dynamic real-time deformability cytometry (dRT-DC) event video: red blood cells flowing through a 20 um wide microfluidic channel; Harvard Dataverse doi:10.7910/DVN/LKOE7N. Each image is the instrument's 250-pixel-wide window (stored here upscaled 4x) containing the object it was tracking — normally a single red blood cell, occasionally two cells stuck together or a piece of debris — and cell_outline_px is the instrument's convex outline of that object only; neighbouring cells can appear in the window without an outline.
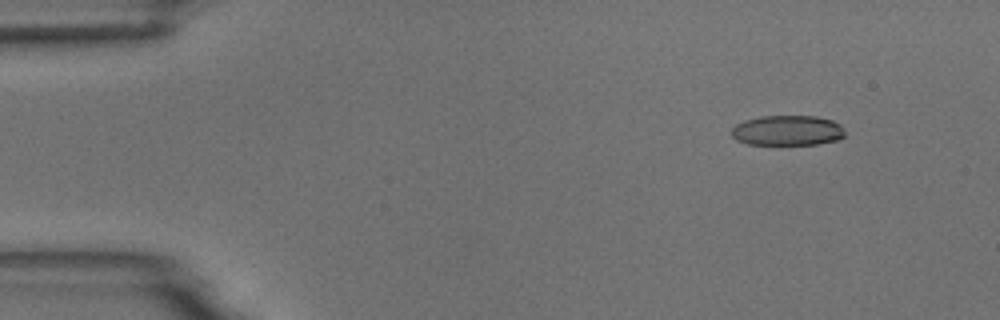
{"species": "common noctule bat (a hibernating species)", "species_latin": "Nyctalus noctula", "temperature_condition": "room temperature", "stored_images_in_passage": 4, "camera_frame_rate_fps": 3000, "um_per_image_px": 0.085, "animal": {"sex": "male", "body_mass_g": 18.8}, "frame": {"image": 1, "passage_image": 2, "time_ms": 1.333, "image_size_px": [1000, 320], "cell_outline_px": [[844, 136], [836, 140], [816, 144], [748, 144], [736, 140], [732, 136], [732, 128], [736, 124], [744, 120], [760, 116], [816, 116], [832, 120], [840, 124], [844, 132]], "centroid_in_image_um": [66.91, 11.08], "position_along_channel_um": 18.1, "area_um2": 19.88}}